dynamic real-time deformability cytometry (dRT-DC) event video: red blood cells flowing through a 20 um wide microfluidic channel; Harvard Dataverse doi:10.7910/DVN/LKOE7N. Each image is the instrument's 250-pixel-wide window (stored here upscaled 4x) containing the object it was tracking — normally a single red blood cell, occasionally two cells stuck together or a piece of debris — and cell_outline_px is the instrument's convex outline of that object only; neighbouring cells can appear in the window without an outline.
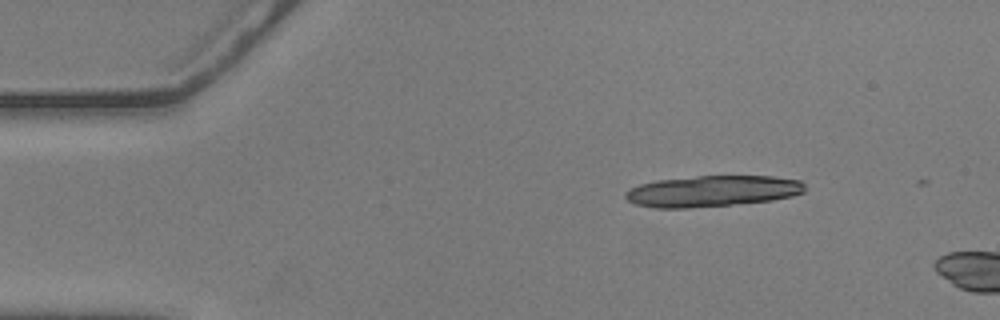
{"species": "common noctule bat (a hibernating species)", "species_latin": "Nyctalus noctula", "temperature_condition": "warm", "stored_images_in_passage": 4, "camera_frame_rate_fps": 3000, "um_per_image_px": 0.085, "animal": {"sex": "male", "body_mass_g": 20.5, "forearm_length_mm": 52.5}, "frame": {"image": 1, "passage_image": 1, "time_ms": 0.0, "image_size_px": [1000, 320], "cell_outline_px": [[804, 192], [792, 196], [772, 200], [688, 208], [652, 208], [636, 204], [628, 200], [624, 196], [624, 192], [640, 184], [656, 180], [696, 176], [772, 176], [800, 180], [804, 184]], "centroid_in_image_um": [60.53, 16.24], "position_along_channel_um": 24.5, "area_um2": 32.43}}